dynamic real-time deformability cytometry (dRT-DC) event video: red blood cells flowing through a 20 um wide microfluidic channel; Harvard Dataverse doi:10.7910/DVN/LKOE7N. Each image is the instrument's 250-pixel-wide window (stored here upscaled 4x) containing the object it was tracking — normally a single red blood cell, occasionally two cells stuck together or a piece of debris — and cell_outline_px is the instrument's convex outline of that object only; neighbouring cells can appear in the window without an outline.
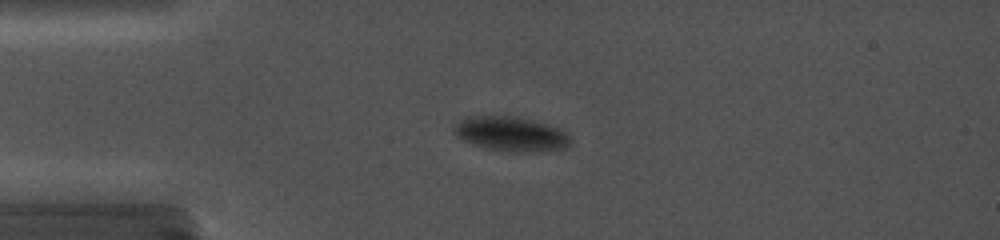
{"species": "common noctule bat (a hibernating species)", "species_latin": "Nyctalus noctula", "temperature_condition": "cold", "stored_images_in_passage": 25, "camera_frame_rate_fps": 5000, "um_per_image_px": 0.085, "animal": {"sex": "female", "body_mass_g": 19.0, "forearm_length_mm": 56.7}, "frame": {"image": 1, "passage_image": 4, "time_ms": 2.8, "image_size_px": [1000, 240], "cell_outline_px": [[572, 144], [568, 148], [540, 152], [512, 152], [488, 148], [472, 144], [456, 136], [452, 128], [464, 116], [516, 116], [548, 124], [560, 128], [568, 132], [572, 140]], "centroid_in_image_um": [43.5, 11.39], "position_along_channel_um": 41.5, "area_um2": 23.93}}
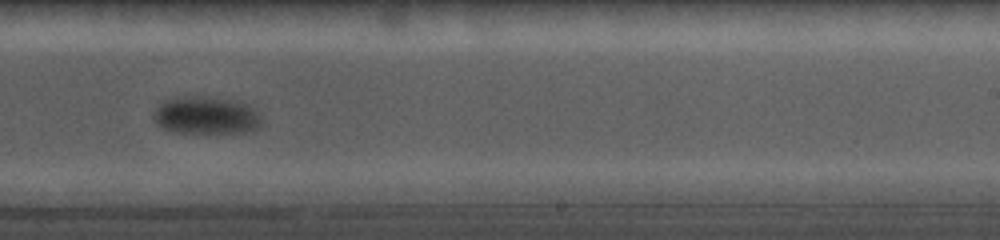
{"frame": {"image": 2, "passage_image": 13, "time_ms": 10.0, "image_size_px": [1000, 240], "cell_outline_px": [[260, 120], [256, 128], [244, 132], [184, 132], [164, 128], [156, 120], [156, 112], [160, 104], [176, 96], [208, 96], [240, 100], [248, 104], [252, 108]], "centroid_in_image_um": [17.55, 9.76], "position_along_channel_um": 271.4, "area_um2": 22.95}}
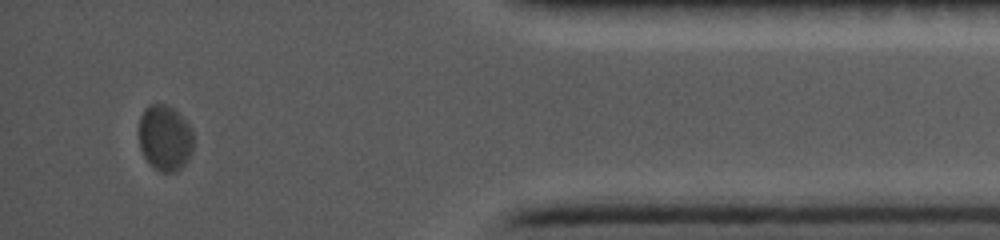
{"frame": {"image": 3, "passage_image": 23, "time_ms": 15.0, "image_size_px": [1000, 240], "cell_outline_px": [[192, 148], [188, 160], [180, 168], [172, 172], [164, 172], [156, 168], [144, 156], [140, 148], [140, 116], [144, 108], [148, 104], [164, 104], [172, 108], [188, 124], [192, 132]], "centroid_in_image_um": [14.01, 11.7], "position_along_channel_um": 421.2, "area_um2": 20.4}}